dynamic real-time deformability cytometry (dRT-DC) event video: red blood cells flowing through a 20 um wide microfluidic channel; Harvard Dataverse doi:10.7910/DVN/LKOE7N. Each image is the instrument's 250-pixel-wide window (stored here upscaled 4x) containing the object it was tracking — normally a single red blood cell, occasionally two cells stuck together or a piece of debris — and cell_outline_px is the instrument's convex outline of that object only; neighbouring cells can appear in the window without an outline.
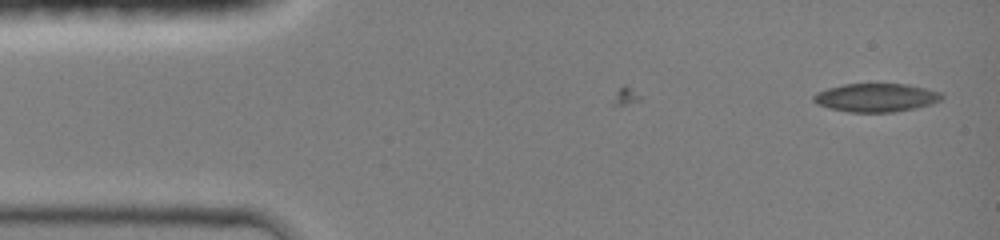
{"species": "common noctule bat (a hibernating species)", "species_latin": "Nyctalus noctula", "temperature_condition": "room temperature", "stored_images_in_passage": 6, "camera_frame_rate_fps": 3000, "um_per_image_px": 0.085, "animal": {"sex": "female", "body_mass_g": 19.0, "forearm_length_mm": 51.5}, "frame": {"image": 1, "passage_image": 6, "time_ms": 2.0, "image_size_px": [1000, 240], "cell_outline_px": [[944, 96], [940, 100], [932, 104], [916, 108], [896, 112], [848, 112], [828, 108], [816, 104], [812, 100], [812, 96], [816, 92], [828, 88], [844, 84], [908, 84], [940, 92]], "centroid_in_image_um": [74.44, 8.3], "position_along_channel_um": 10.6, "area_um2": 21.39}}